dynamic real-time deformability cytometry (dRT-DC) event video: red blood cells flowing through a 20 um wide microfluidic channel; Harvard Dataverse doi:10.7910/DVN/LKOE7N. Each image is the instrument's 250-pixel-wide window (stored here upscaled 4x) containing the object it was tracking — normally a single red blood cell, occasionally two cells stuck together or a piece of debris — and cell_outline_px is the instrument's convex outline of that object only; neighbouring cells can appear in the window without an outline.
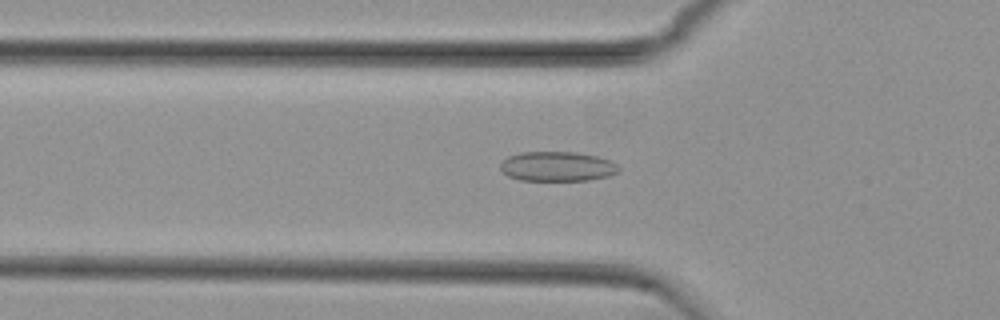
{"species": "common noctule bat (a hibernating species)", "species_latin": "Nyctalus noctula", "temperature_condition": "cold", "stored_images_in_passage": 52, "camera_frame_rate_fps": 3000, "um_per_image_px": 0.085, "animal": {"sex": "female", "body_mass_g": 29.2, "forearm_length_mm": 56.3}, "frame": {"image": 1, "passage_image": 16, "time_ms": 5.0, "image_size_px": [1000, 320], "cell_outline_px": [[620, 172], [608, 176], [588, 180], [520, 180], [508, 176], [500, 168], [500, 164], [508, 156], [520, 152], [576, 152], [596, 156], [608, 160], [616, 164], [620, 168]], "centroid_in_image_um": [47.37, 14.14], "position_along_channel_um": 78.4, "area_um2": 20.4}}
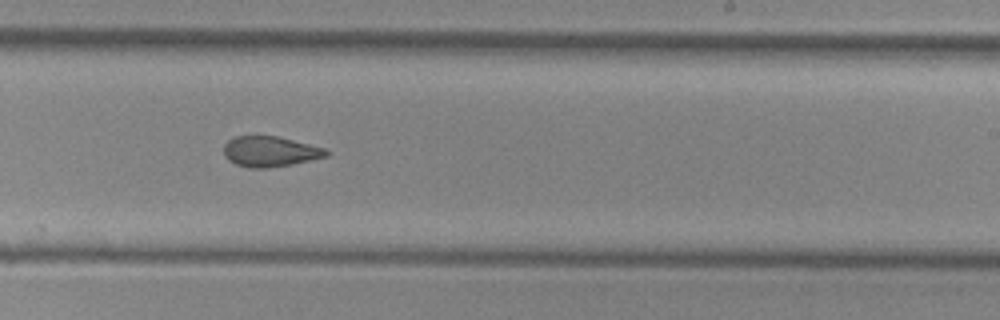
{"frame": {"image": 2, "passage_image": 31, "time_ms": 10.0, "image_size_px": [1000, 320], "cell_outline_px": [[328, 156], [292, 164], [268, 168], [248, 168], [236, 164], [228, 160], [224, 156], [224, 144], [228, 140], [236, 136], [276, 136], [324, 148], [328, 152]], "centroid_in_image_um": [22.91, 12.89], "position_along_channel_um": 266.1, "area_um2": 18.03}}
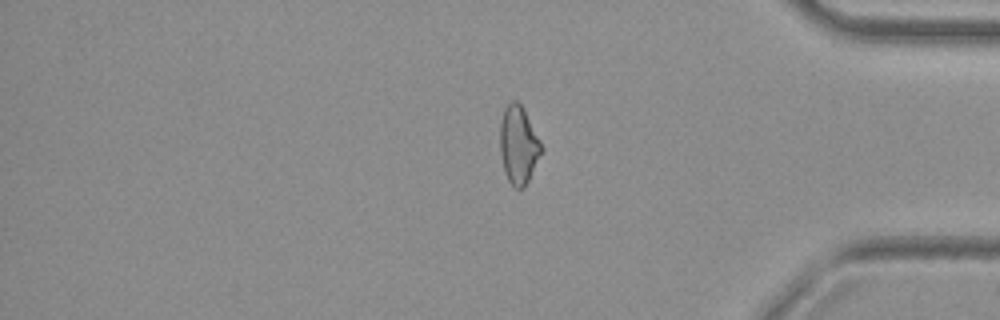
{"frame": {"image": 3, "passage_image": 43, "time_ms": 14.0, "image_size_px": [1000, 320], "cell_outline_px": [[544, 148], [524, 188], [516, 188], [508, 180], [504, 172], [500, 152], [500, 124], [504, 108], [512, 100], [516, 100], [520, 104]], "centroid_in_image_um": [44.06, 12.33], "position_along_channel_um": 391.1, "area_um2": 18.5}, "authors_computed_cell_mechanics": {"area_um2": 19.2474, "velocity_mm_per_s": 3.7419, "shape_relaxation_time_tau1_ms": null, "shape_relaxation_time_tau2_ms": 2.2972, "deformation_change_tau1": null, "deformation_change_tau2": 0.0681}}